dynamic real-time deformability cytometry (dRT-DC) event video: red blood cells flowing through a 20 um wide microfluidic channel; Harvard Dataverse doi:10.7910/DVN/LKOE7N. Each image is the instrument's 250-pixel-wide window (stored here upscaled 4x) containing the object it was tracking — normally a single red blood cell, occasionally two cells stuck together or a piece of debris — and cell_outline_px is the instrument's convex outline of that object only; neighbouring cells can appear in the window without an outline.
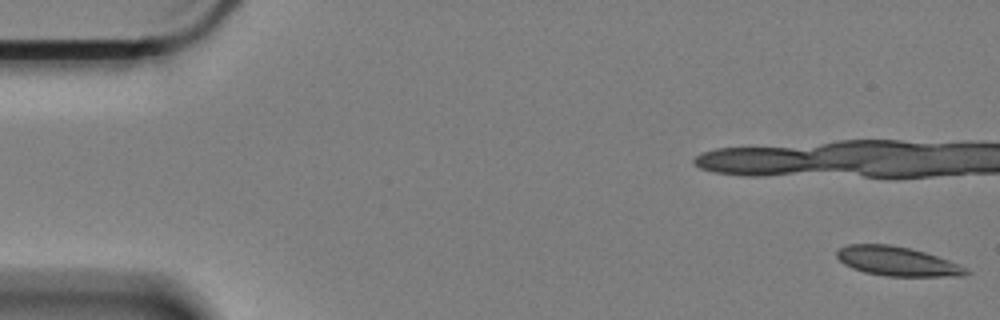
{"species": "Egyptian fruit bat (a non-hibernating species)", "species_latin": "Rousettus aegyptiacus", "temperature_condition": "cold", "stored_images_in_passage": 15, "camera_frame_rate_fps": 3000, "um_per_image_px": 0.085, "animal": {"sex": "female"}, "frame": {"image": 1, "passage_image": 1, "time_ms": 0.0, "image_size_px": [1000, 320], "cell_outline_px": [[972, 272], [964, 276], [888, 276], [864, 272], [852, 268], [844, 264], [836, 256], [836, 252], [840, 248], [848, 244], [888, 244], [908, 248], [924, 252], [948, 260], [968, 268]], "centroid_in_image_um": [76.27, 22.21], "position_along_channel_um": 8.7, "area_um2": 21.96}}